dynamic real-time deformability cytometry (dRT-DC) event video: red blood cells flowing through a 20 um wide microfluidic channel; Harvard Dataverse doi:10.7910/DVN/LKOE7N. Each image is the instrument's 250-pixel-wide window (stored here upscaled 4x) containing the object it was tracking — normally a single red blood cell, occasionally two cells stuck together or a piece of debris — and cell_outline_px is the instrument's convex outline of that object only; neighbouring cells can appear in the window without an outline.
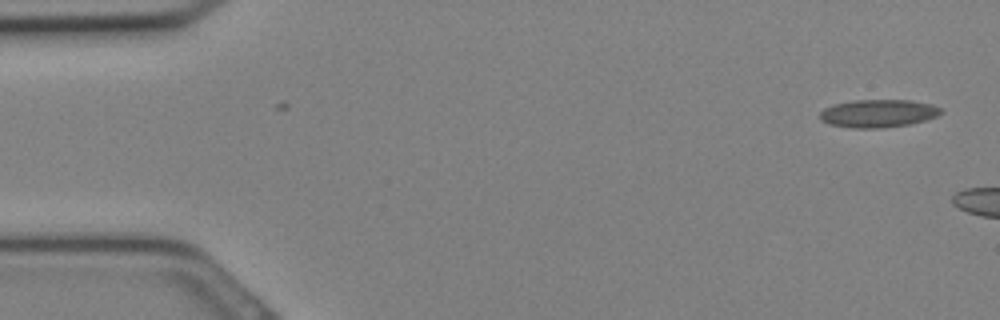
{"species": "Egyptian fruit bat (a non-hibernating species)", "species_latin": "Rousettus aegyptiacus", "temperature_condition": "cold", "stored_images_in_passage": 7, "camera_frame_rate_fps": 3000, "um_per_image_px": 0.085, "animal": {"sex": "female"}, "frame": {"image": 1, "passage_image": 1, "time_ms": 0.0, "image_size_px": [1000, 320], "cell_outline_px": [[944, 112], [936, 116], [924, 120], [908, 124], [880, 128], [852, 128], [828, 124], [820, 120], [820, 112], [824, 108], [832, 104], [856, 100], [912, 100], [932, 104], [940, 108]], "centroid_in_image_um": [74.62, 9.63], "position_along_channel_um": 10.4, "area_um2": 19.71}}